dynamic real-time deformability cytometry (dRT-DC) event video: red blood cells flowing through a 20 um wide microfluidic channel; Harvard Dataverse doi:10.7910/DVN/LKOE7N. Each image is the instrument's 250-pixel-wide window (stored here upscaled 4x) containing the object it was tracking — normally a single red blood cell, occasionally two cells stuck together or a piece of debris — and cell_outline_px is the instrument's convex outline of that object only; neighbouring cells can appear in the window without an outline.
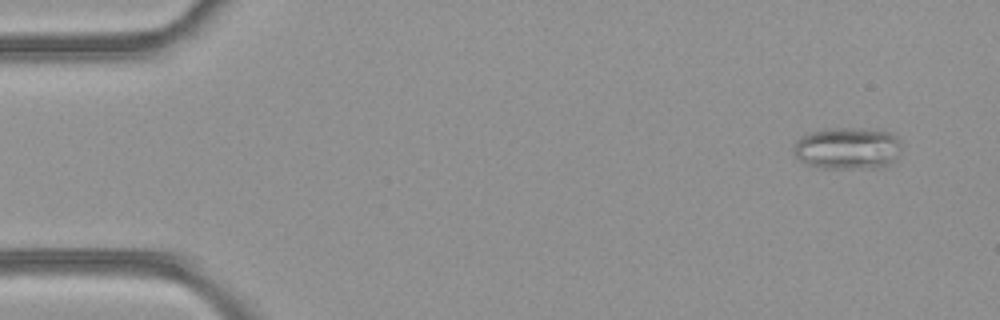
{"species": "common noctule bat (a hibernating species)", "species_latin": "Nyctalus noctula", "temperature_condition": "room temperature", "stored_images_in_passage": 51, "camera_frame_rate_fps": 3000, "um_per_image_px": 0.085, "animal": {"sex": "female", "body_mass_g": 21.9}, "frame": {"image": 1, "passage_image": 4, "time_ms": 1.0, "image_size_px": [1000, 320], "cell_outline_px": [[900, 148], [896, 160], [888, 164], [876, 168], [824, 168], [808, 164], [800, 160], [796, 156], [796, 140], [800, 136], [812, 132], [836, 128], [848, 128], [888, 132], [896, 136], [900, 140]], "centroid_in_image_um": [72.07, 12.62], "position_along_channel_um": 12.9, "area_um2": 25.89}}
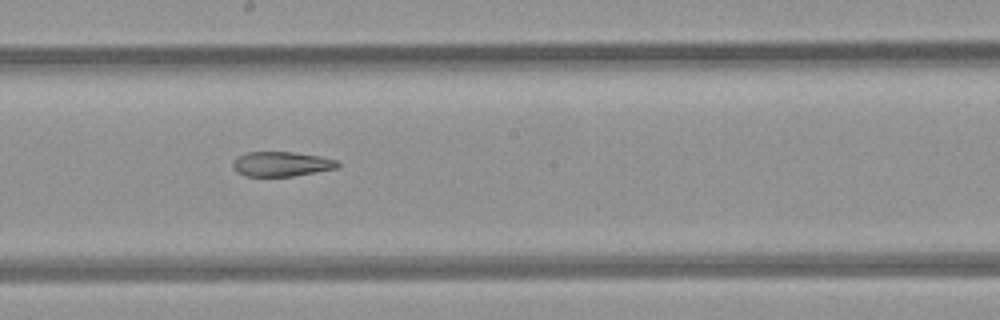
{"frame": {"image": 2, "passage_image": 28, "time_ms": 9.0, "image_size_px": [1000, 320], "cell_outline_px": [[340, 164], [336, 168], [316, 172], [292, 176], [244, 176], [236, 172], [232, 168], [232, 160], [236, 156], [248, 152], [292, 152], [320, 156], [336, 160]], "centroid_in_image_um": [23.85, 13.94], "position_along_channel_um": 224.3, "area_um2": 15.2}}
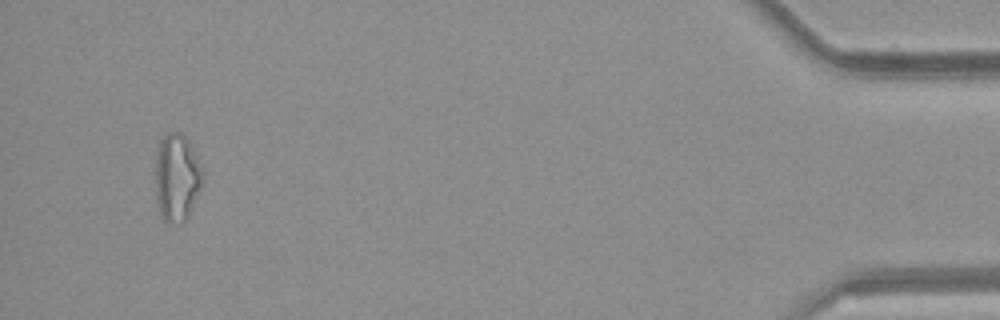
{"frame": {"image": 3, "passage_image": 48, "time_ms": 15.667, "image_size_px": [1000, 320], "cell_outline_px": [[204, 180], [188, 216], [180, 224], [168, 224], [164, 220], [160, 212], [156, 196], [156, 152], [160, 140], [168, 132], [180, 132], [188, 140], [204, 172]], "centroid_in_image_um": [15.04, 15.09], "position_along_channel_um": 420.2, "area_um2": 24.16}, "authors_computed_cell_mechanics": {"area_um2": 20.3456, "velocity_mm_per_s": 4.1984, "shape_relaxation_time_tau1_ms": null, "shape_relaxation_time_tau2_ms": 5.5601, "deformation_change_tau1": null, "deformation_change_tau2": 0.1496}}